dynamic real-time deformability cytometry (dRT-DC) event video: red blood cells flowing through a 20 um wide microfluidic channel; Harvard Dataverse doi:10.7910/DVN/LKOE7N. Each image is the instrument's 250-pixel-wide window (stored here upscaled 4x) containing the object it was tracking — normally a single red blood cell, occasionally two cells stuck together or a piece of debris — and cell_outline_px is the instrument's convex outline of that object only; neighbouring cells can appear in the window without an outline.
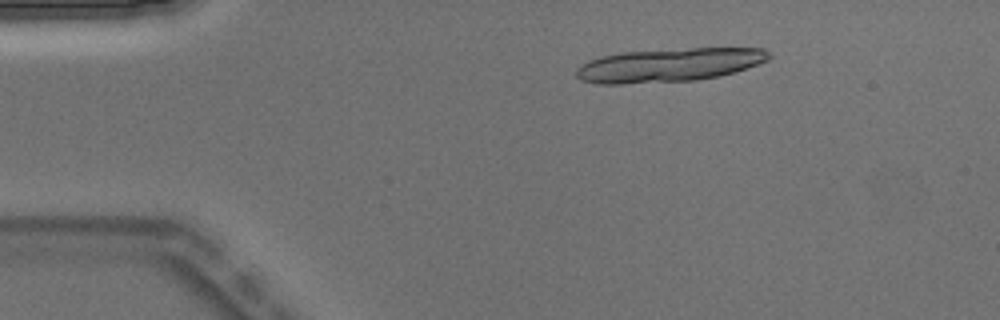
{"species": "Egyptian fruit bat (a non-hibernating species)", "species_latin": "Rousettus aegyptiacus", "temperature_condition": "warm", "stored_images_in_passage": 7, "camera_frame_rate_fps": 3000, "um_per_image_px": 0.085, "animal": {"sex": "male"}, "frame": {"image": 1, "passage_image": 3, "time_ms": 0.667, "image_size_px": [1000, 320], "cell_outline_px": [[772, 56], [768, 60], [720, 76], [696, 80], [624, 84], [596, 84], [580, 80], [576, 76], [576, 68], [580, 64], [588, 60], [600, 56], [620, 52], [692, 48], [764, 48]], "centroid_in_image_um": [56.79, 5.53], "position_along_channel_um": 28.2, "area_um2": 37.86}}